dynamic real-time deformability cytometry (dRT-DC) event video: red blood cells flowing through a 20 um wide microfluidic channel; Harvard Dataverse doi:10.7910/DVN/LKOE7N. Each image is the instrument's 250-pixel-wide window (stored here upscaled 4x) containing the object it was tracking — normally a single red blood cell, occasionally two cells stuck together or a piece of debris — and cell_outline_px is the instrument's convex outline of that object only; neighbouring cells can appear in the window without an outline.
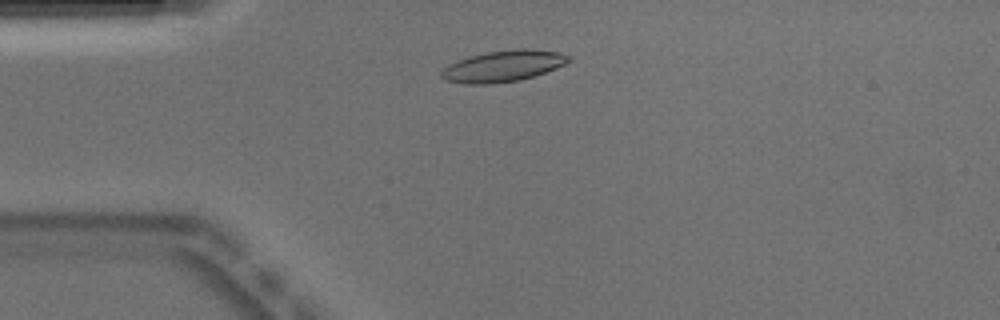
{"species": "Egyptian fruit bat (a non-hibernating species)", "species_latin": "Rousettus aegyptiacus", "temperature_condition": "warm", "stored_images_in_passage": 46, "camera_frame_rate_fps": 3000, "um_per_image_px": 0.085, "animal": {"sex": "male"}, "frame": {"image": 1, "passage_image": 7, "time_ms": 2.0, "image_size_px": [1000, 320], "cell_outline_px": [[572, 60], [556, 68], [520, 80], [492, 84], [468, 84], [444, 80], [440, 76], [440, 72], [444, 68], [468, 56], [488, 52], [520, 48], [528, 48], [560, 52], [572, 56]], "centroid_in_image_um": [42.8, 5.61], "position_along_channel_um": 42.2, "area_um2": 23.12}}
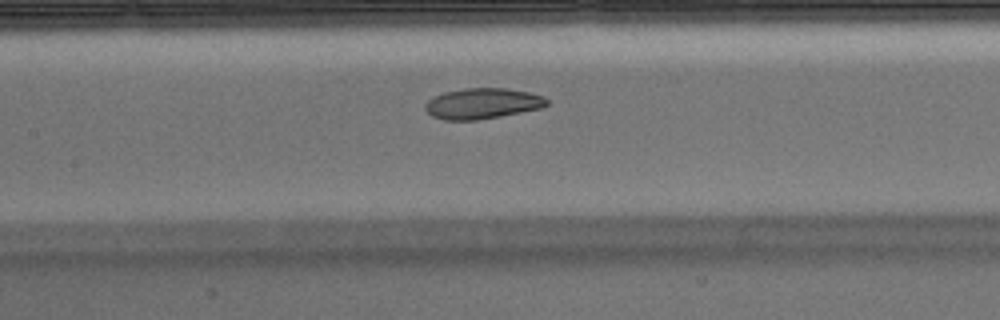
{"frame": {"image": 2, "passage_image": 18, "time_ms": 5.667, "image_size_px": [1000, 320], "cell_outline_px": [[548, 104], [544, 108], [500, 116], [476, 120], [444, 120], [432, 116], [424, 108], [424, 104], [432, 96], [444, 92], [464, 88], [508, 88], [528, 92], [544, 96], [548, 100]], "centroid_in_image_um": [41.01, 8.79], "position_along_channel_um": 166.4, "area_um2": 21.96}}
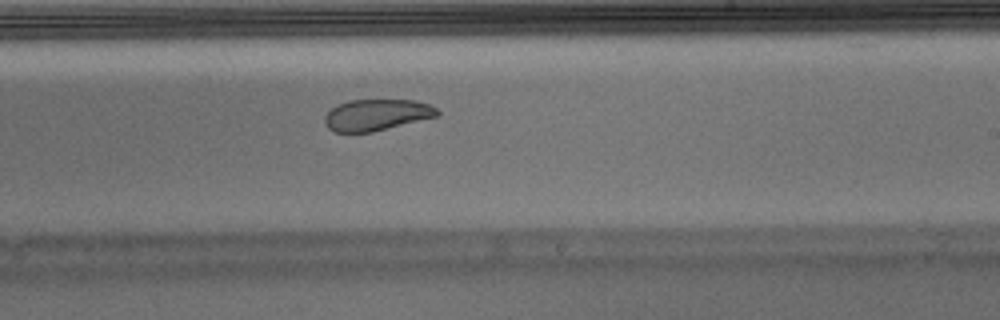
{"frame": {"image": 3, "passage_image": 25, "time_ms": 8.0, "image_size_px": [1000, 320], "cell_outline_px": [[440, 116], [372, 132], [336, 132], [328, 128], [324, 124], [324, 116], [336, 104], [348, 100], [416, 100], [428, 104], [436, 108], [440, 112]], "centroid_in_image_um": [32.02, 9.76], "position_along_channel_um": 257.0, "area_um2": 20.75}, "authors_computed_cell_mechanics": {"area_um2": 22.7443, "velocity_mm_per_s": 3.8957, "shape_relaxation_time_tau1_ms": null, "shape_relaxation_time_tau2_ms": 1.677, "deformation_change_tau1": null, "deformation_change_tau2": 0.0603}}